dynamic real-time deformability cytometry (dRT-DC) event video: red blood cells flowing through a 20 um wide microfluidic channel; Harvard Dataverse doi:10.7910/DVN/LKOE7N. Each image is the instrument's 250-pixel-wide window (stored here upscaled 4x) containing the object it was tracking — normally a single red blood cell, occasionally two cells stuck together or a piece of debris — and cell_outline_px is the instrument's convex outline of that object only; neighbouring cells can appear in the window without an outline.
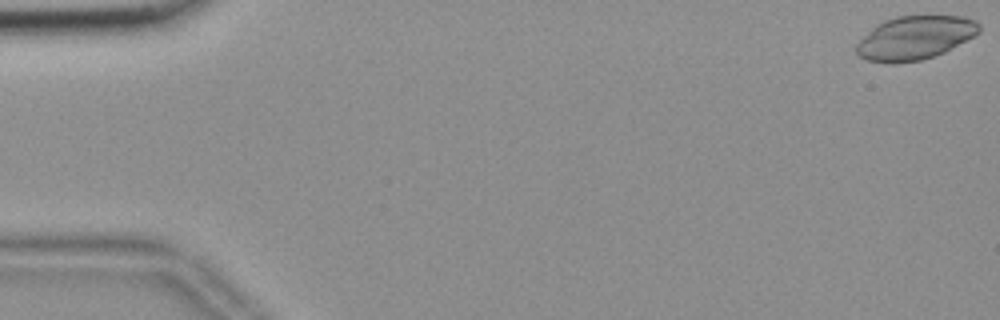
{"species": "common noctule bat (a hibernating species)", "species_latin": "Nyctalus noctula", "temperature_condition": "room temperature", "stored_images_in_passage": 56, "camera_frame_rate_fps": 3000, "um_per_image_px": 0.085, "animal": {"sex": "female", "body_mass_g": 18.4}, "frame": {"image": 1, "passage_image": 1, "time_ms": 0.0, "image_size_px": [1000, 320], "cell_outline_px": [[980, 32], [944, 52], [920, 60], [896, 64], [892, 64], [868, 60], [860, 56], [856, 52], [856, 44], [876, 24], [884, 20], [896, 16], [960, 16], [976, 20], [980, 24]], "centroid_in_image_um": [77.75, 3.21], "position_along_channel_um": 7.2, "area_um2": 31.04}}